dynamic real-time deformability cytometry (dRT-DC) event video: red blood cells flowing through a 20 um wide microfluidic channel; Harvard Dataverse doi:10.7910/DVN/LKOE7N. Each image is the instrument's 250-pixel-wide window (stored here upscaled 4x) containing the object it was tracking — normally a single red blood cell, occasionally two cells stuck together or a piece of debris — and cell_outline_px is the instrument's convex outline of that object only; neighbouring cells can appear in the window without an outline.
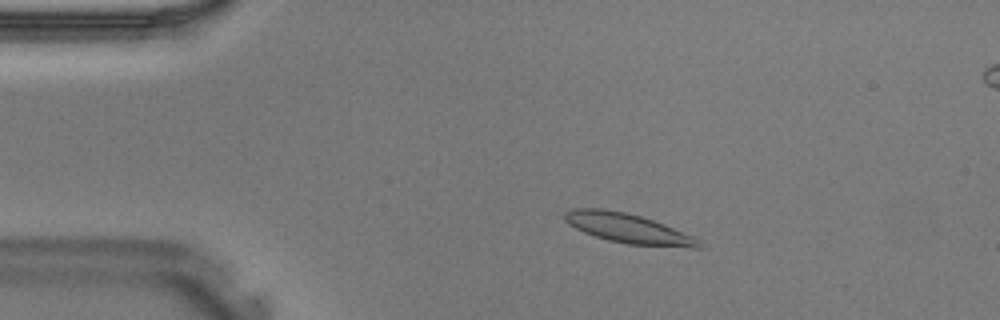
{"species": "Egyptian fruit bat (a non-hibernating species)", "species_latin": "Rousettus aegyptiacus", "temperature_condition": "warm", "stored_images_in_passage": 41, "camera_frame_rate_fps": 3000, "um_per_image_px": 0.085, "animal": {"sex": "male"}, "frame": {"image": 1, "passage_image": 7, "time_ms": 2.0, "image_size_px": [1000, 320], "cell_outline_px": [[704, 248], [692, 248], [628, 244], [608, 240], [584, 232], [568, 224], [564, 220], [564, 212], [572, 208], [604, 208], [624, 212], [640, 216], [664, 224], [692, 236], [700, 240]], "centroid_in_image_um": [53.38, 19.41], "position_along_channel_um": 31.6, "area_um2": 23.12}}
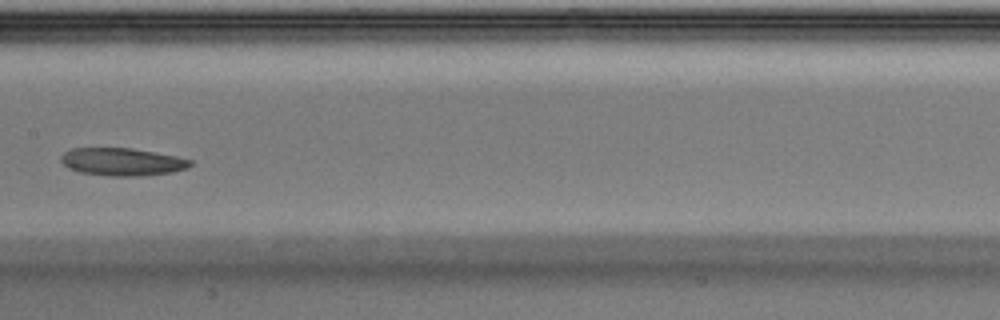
{"frame": {"image": 2, "passage_image": 20, "time_ms": 6.333, "image_size_px": [1000, 320], "cell_outline_px": [[192, 164], [188, 168], [172, 172], [140, 176], [108, 176], [80, 172], [68, 168], [60, 160], [60, 156], [64, 152], [72, 148], [132, 148], [176, 156], [192, 160]], "centroid_in_image_um": [10.38, 13.75], "position_along_channel_um": 197.0, "area_um2": 20.92}}
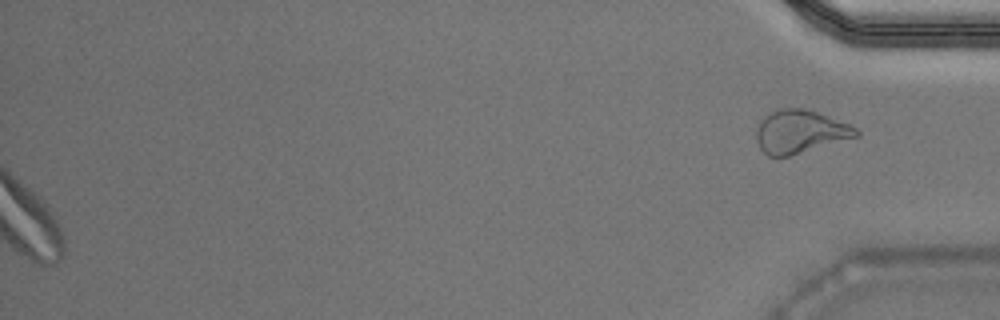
{"frame": {"image": 3, "passage_image": 41, "time_ms": 13.333, "image_size_px": [1000, 320], "cell_outline_px": [[860, 136], [788, 156], [768, 156], [760, 148], [756, 140], [756, 132], [760, 120], [764, 116], [780, 108], [804, 108], [816, 112], [848, 124], [856, 128], [860, 132]], "centroid_in_image_um": [67.99, 11.19], "position_along_channel_um": 367.2, "area_um2": 24.85}}